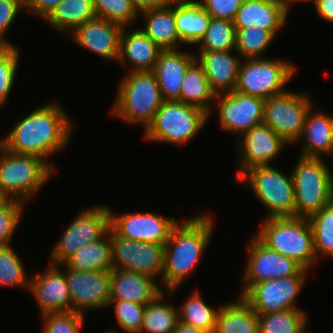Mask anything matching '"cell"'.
<instances>
[{
    "label": "cell",
    "instance_id": "obj_21",
    "mask_svg": "<svg viewBox=\"0 0 333 333\" xmlns=\"http://www.w3.org/2000/svg\"><path fill=\"white\" fill-rule=\"evenodd\" d=\"M196 57L178 49L160 51L152 72L155 74L164 101L180 98L185 72Z\"/></svg>",
    "mask_w": 333,
    "mask_h": 333
},
{
    "label": "cell",
    "instance_id": "obj_50",
    "mask_svg": "<svg viewBox=\"0 0 333 333\" xmlns=\"http://www.w3.org/2000/svg\"><path fill=\"white\" fill-rule=\"evenodd\" d=\"M173 333H212V332H208L203 329H198L196 327H192L178 321L176 329L174 330Z\"/></svg>",
    "mask_w": 333,
    "mask_h": 333
},
{
    "label": "cell",
    "instance_id": "obj_27",
    "mask_svg": "<svg viewBox=\"0 0 333 333\" xmlns=\"http://www.w3.org/2000/svg\"><path fill=\"white\" fill-rule=\"evenodd\" d=\"M308 112L303 132L299 138L303 140L302 157L322 158L324 154L333 155V116L321 112Z\"/></svg>",
    "mask_w": 333,
    "mask_h": 333
},
{
    "label": "cell",
    "instance_id": "obj_42",
    "mask_svg": "<svg viewBox=\"0 0 333 333\" xmlns=\"http://www.w3.org/2000/svg\"><path fill=\"white\" fill-rule=\"evenodd\" d=\"M115 306L116 320L128 333H141L146 305L126 300H110L109 306Z\"/></svg>",
    "mask_w": 333,
    "mask_h": 333
},
{
    "label": "cell",
    "instance_id": "obj_37",
    "mask_svg": "<svg viewBox=\"0 0 333 333\" xmlns=\"http://www.w3.org/2000/svg\"><path fill=\"white\" fill-rule=\"evenodd\" d=\"M198 43L201 44L200 50H235L236 28L233 21L211 18L205 34Z\"/></svg>",
    "mask_w": 333,
    "mask_h": 333
},
{
    "label": "cell",
    "instance_id": "obj_49",
    "mask_svg": "<svg viewBox=\"0 0 333 333\" xmlns=\"http://www.w3.org/2000/svg\"><path fill=\"white\" fill-rule=\"evenodd\" d=\"M140 12L142 10L158 8L167 5L171 0H131Z\"/></svg>",
    "mask_w": 333,
    "mask_h": 333
},
{
    "label": "cell",
    "instance_id": "obj_38",
    "mask_svg": "<svg viewBox=\"0 0 333 333\" xmlns=\"http://www.w3.org/2000/svg\"><path fill=\"white\" fill-rule=\"evenodd\" d=\"M275 37L271 31L262 28L236 29L235 50L243 59L261 58Z\"/></svg>",
    "mask_w": 333,
    "mask_h": 333
},
{
    "label": "cell",
    "instance_id": "obj_10",
    "mask_svg": "<svg viewBox=\"0 0 333 333\" xmlns=\"http://www.w3.org/2000/svg\"><path fill=\"white\" fill-rule=\"evenodd\" d=\"M110 213L109 207L102 205L77 215L51 250V264L62 265L84 245L104 238L110 229Z\"/></svg>",
    "mask_w": 333,
    "mask_h": 333
},
{
    "label": "cell",
    "instance_id": "obj_26",
    "mask_svg": "<svg viewBox=\"0 0 333 333\" xmlns=\"http://www.w3.org/2000/svg\"><path fill=\"white\" fill-rule=\"evenodd\" d=\"M145 19L141 30L161 49L175 50L180 47V37L174 17V0L167 5L140 11Z\"/></svg>",
    "mask_w": 333,
    "mask_h": 333
},
{
    "label": "cell",
    "instance_id": "obj_24",
    "mask_svg": "<svg viewBox=\"0 0 333 333\" xmlns=\"http://www.w3.org/2000/svg\"><path fill=\"white\" fill-rule=\"evenodd\" d=\"M154 279L132 271L110 270V300L148 304L162 292Z\"/></svg>",
    "mask_w": 333,
    "mask_h": 333
},
{
    "label": "cell",
    "instance_id": "obj_20",
    "mask_svg": "<svg viewBox=\"0 0 333 333\" xmlns=\"http://www.w3.org/2000/svg\"><path fill=\"white\" fill-rule=\"evenodd\" d=\"M123 28L120 24L96 17L81 24L72 34L79 46L103 58L118 60Z\"/></svg>",
    "mask_w": 333,
    "mask_h": 333
},
{
    "label": "cell",
    "instance_id": "obj_13",
    "mask_svg": "<svg viewBox=\"0 0 333 333\" xmlns=\"http://www.w3.org/2000/svg\"><path fill=\"white\" fill-rule=\"evenodd\" d=\"M110 241L113 268L144 274L153 279L163 274L164 245L123 238L111 227Z\"/></svg>",
    "mask_w": 333,
    "mask_h": 333
},
{
    "label": "cell",
    "instance_id": "obj_22",
    "mask_svg": "<svg viewBox=\"0 0 333 333\" xmlns=\"http://www.w3.org/2000/svg\"><path fill=\"white\" fill-rule=\"evenodd\" d=\"M289 12L276 0H244L238 9L233 24L236 29L250 27L280 32Z\"/></svg>",
    "mask_w": 333,
    "mask_h": 333
},
{
    "label": "cell",
    "instance_id": "obj_11",
    "mask_svg": "<svg viewBox=\"0 0 333 333\" xmlns=\"http://www.w3.org/2000/svg\"><path fill=\"white\" fill-rule=\"evenodd\" d=\"M312 104L310 97L289 90L271 96L265 99L263 123L292 144L299 140L306 116L314 107Z\"/></svg>",
    "mask_w": 333,
    "mask_h": 333
},
{
    "label": "cell",
    "instance_id": "obj_32",
    "mask_svg": "<svg viewBox=\"0 0 333 333\" xmlns=\"http://www.w3.org/2000/svg\"><path fill=\"white\" fill-rule=\"evenodd\" d=\"M96 17L93 0H63L45 21L60 32H73Z\"/></svg>",
    "mask_w": 333,
    "mask_h": 333
},
{
    "label": "cell",
    "instance_id": "obj_33",
    "mask_svg": "<svg viewBox=\"0 0 333 333\" xmlns=\"http://www.w3.org/2000/svg\"><path fill=\"white\" fill-rule=\"evenodd\" d=\"M163 291L146 304L141 333H173L179 321L178 311L163 301Z\"/></svg>",
    "mask_w": 333,
    "mask_h": 333
},
{
    "label": "cell",
    "instance_id": "obj_8",
    "mask_svg": "<svg viewBox=\"0 0 333 333\" xmlns=\"http://www.w3.org/2000/svg\"><path fill=\"white\" fill-rule=\"evenodd\" d=\"M237 180L245 183L268 209L267 218L295 217L292 175L288 177L270 165L246 170Z\"/></svg>",
    "mask_w": 333,
    "mask_h": 333
},
{
    "label": "cell",
    "instance_id": "obj_48",
    "mask_svg": "<svg viewBox=\"0 0 333 333\" xmlns=\"http://www.w3.org/2000/svg\"><path fill=\"white\" fill-rule=\"evenodd\" d=\"M321 18L333 23V0H312Z\"/></svg>",
    "mask_w": 333,
    "mask_h": 333
},
{
    "label": "cell",
    "instance_id": "obj_16",
    "mask_svg": "<svg viewBox=\"0 0 333 333\" xmlns=\"http://www.w3.org/2000/svg\"><path fill=\"white\" fill-rule=\"evenodd\" d=\"M245 287L241 297L256 283L296 275L303 267L295 260L268 248L257 237L250 240Z\"/></svg>",
    "mask_w": 333,
    "mask_h": 333
},
{
    "label": "cell",
    "instance_id": "obj_39",
    "mask_svg": "<svg viewBox=\"0 0 333 333\" xmlns=\"http://www.w3.org/2000/svg\"><path fill=\"white\" fill-rule=\"evenodd\" d=\"M0 286L29 287L22 262L10 245L0 246Z\"/></svg>",
    "mask_w": 333,
    "mask_h": 333
},
{
    "label": "cell",
    "instance_id": "obj_52",
    "mask_svg": "<svg viewBox=\"0 0 333 333\" xmlns=\"http://www.w3.org/2000/svg\"><path fill=\"white\" fill-rule=\"evenodd\" d=\"M278 1L288 12H290L289 8L291 6V3L299 2L300 0H276Z\"/></svg>",
    "mask_w": 333,
    "mask_h": 333
},
{
    "label": "cell",
    "instance_id": "obj_6",
    "mask_svg": "<svg viewBox=\"0 0 333 333\" xmlns=\"http://www.w3.org/2000/svg\"><path fill=\"white\" fill-rule=\"evenodd\" d=\"M52 165L35 155L14 154L0 145V188L12 199L25 202L51 177Z\"/></svg>",
    "mask_w": 333,
    "mask_h": 333
},
{
    "label": "cell",
    "instance_id": "obj_40",
    "mask_svg": "<svg viewBox=\"0 0 333 333\" xmlns=\"http://www.w3.org/2000/svg\"><path fill=\"white\" fill-rule=\"evenodd\" d=\"M95 14L111 22L127 27L140 14L131 0H93Z\"/></svg>",
    "mask_w": 333,
    "mask_h": 333
},
{
    "label": "cell",
    "instance_id": "obj_18",
    "mask_svg": "<svg viewBox=\"0 0 333 333\" xmlns=\"http://www.w3.org/2000/svg\"><path fill=\"white\" fill-rule=\"evenodd\" d=\"M239 139L237 146H239L241 164L239 163L236 179L252 167L270 165L269 163L278 156L284 145L288 144L264 123L246 131Z\"/></svg>",
    "mask_w": 333,
    "mask_h": 333
},
{
    "label": "cell",
    "instance_id": "obj_12",
    "mask_svg": "<svg viewBox=\"0 0 333 333\" xmlns=\"http://www.w3.org/2000/svg\"><path fill=\"white\" fill-rule=\"evenodd\" d=\"M306 271L302 268L293 276L256 283L242 298L258 315L298 309L295 302L307 279Z\"/></svg>",
    "mask_w": 333,
    "mask_h": 333
},
{
    "label": "cell",
    "instance_id": "obj_44",
    "mask_svg": "<svg viewBox=\"0 0 333 333\" xmlns=\"http://www.w3.org/2000/svg\"><path fill=\"white\" fill-rule=\"evenodd\" d=\"M24 203L12 199L5 207L0 209V246L10 245L12 235L23 212Z\"/></svg>",
    "mask_w": 333,
    "mask_h": 333
},
{
    "label": "cell",
    "instance_id": "obj_36",
    "mask_svg": "<svg viewBox=\"0 0 333 333\" xmlns=\"http://www.w3.org/2000/svg\"><path fill=\"white\" fill-rule=\"evenodd\" d=\"M307 219L313 232L316 259L320 255L333 257V201Z\"/></svg>",
    "mask_w": 333,
    "mask_h": 333
},
{
    "label": "cell",
    "instance_id": "obj_51",
    "mask_svg": "<svg viewBox=\"0 0 333 333\" xmlns=\"http://www.w3.org/2000/svg\"><path fill=\"white\" fill-rule=\"evenodd\" d=\"M12 198L0 188V209L5 207Z\"/></svg>",
    "mask_w": 333,
    "mask_h": 333
},
{
    "label": "cell",
    "instance_id": "obj_35",
    "mask_svg": "<svg viewBox=\"0 0 333 333\" xmlns=\"http://www.w3.org/2000/svg\"><path fill=\"white\" fill-rule=\"evenodd\" d=\"M307 317L301 309L259 314V333H304Z\"/></svg>",
    "mask_w": 333,
    "mask_h": 333
},
{
    "label": "cell",
    "instance_id": "obj_46",
    "mask_svg": "<svg viewBox=\"0 0 333 333\" xmlns=\"http://www.w3.org/2000/svg\"><path fill=\"white\" fill-rule=\"evenodd\" d=\"M20 9H25V0H0V47H13L4 39V34L12 25Z\"/></svg>",
    "mask_w": 333,
    "mask_h": 333
},
{
    "label": "cell",
    "instance_id": "obj_53",
    "mask_svg": "<svg viewBox=\"0 0 333 333\" xmlns=\"http://www.w3.org/2000/svg\"><path fill=\"white\" fill-rule=\"evenodd\" d=\"M105 333H119V332H116L115 330H109L108 332H105Z\"/></svg>",
    "mask_w": 333,
    "mask_h": 333
},
{
    "label": "cell",
    "instance_id": "obj_45",
    "mask_svg": "<svg viewBox=\"0 0 333 333\" xmlns=\"http://www.w3.org/2000/svg\"><path fill=\"white\" fill-rule=\"evenodd\" d=\"M197 2L211 18L233 21L244 0H201Z\"/></svg>",
    "mask_w": 333,
    "mask_h": 333
},
{
    "label": "cell",
    "instance_id": "obj_30",
    "mask_svg": "<svg viewBox=\"0 0 333 333\" xmlns=\"http://www.w3.org/2000/svg\"><path fill=\"white\" fill-rule=\"evenodd\" d=\"M62 265L77 271H106L113 268L110 229L94 243L84 245L71 255Z\"/></svg>",
    "mask_w": 333,
    "mask_h": 333
},
{
    "label": "cell",
    "instance_id": "obj_9",
    "mask_svg": "<svg viewBox=\"0 0 333 333\" xmlns=\"http://www.w3.org/2000/svg\"><path fill=\"white\" fill-rule=\"evenodd\" d=\"M245 60L239 67L235 91L264 100L287 91L283 87L295 73L293 64L264 57Z\"/></svg>",
    "mask_w": 333,
    "mask_h": 333
},
{
    "label": "cell",
    "instance_id": "obj_43",
    "mask_svg": "<svg viewBox=\"0 0 333 333\" xmlns=\"http://www.w3.org/2000/svg\"><path fill=\"white\" fill-rule=\"evenodd\" d=\"M84 315L68 311L42 315L45 321L43 333H79L83 328Z\"/></svg>",
    "mask_w": 333,
    "mask_h": 333
},
{
    "label": "cell",
    "instance_id": "obj_14",
    "mask_svg": "<svg viewBox=\"0 0 333 333\" xmlns=\"http://www.w3.org/2000/svg\"><path fill=\"white\" fill-rule=\"evenodd\" d=\"M219 108V124L226 131L237 133L238 137L254 126L263 123V98L239 93L235 90L216 94Z\"/></svg>",
    "mask_w": 333,
    "mask_h": 333
},
{
    "label": "cell",
    "instance_id": "obj_5",
    "mask_svg": "<svg viewBox=\"0 0 333 333\" xmlns=\"http://www.w3.org/2000/svg\"><path fill=\"white\" fill-rule=\"evenodd\" d=\"M299 157L291 173L295 217L308 218L333 201V175L323 158Z\"/></svg>",
    "mask_w": 333,
    "mask_h": 333
},
{
    "label": "cell",
    "instance_id": "obj_3",
    "mask_svg": "<svg viewBox=\"0 0 333 333\" xmlns=\"http://www.w3.org/2000/svg\"><path fill=\"white\" fill-rule=\"evenodd\" d=\"M256 237L268 248L295 260L307 270L317 262L313 232L307 218H266Z\"/></svg>",
    "mask_w": 333,
    "mask_h": 333
},
{
    "label": "cell",
    "instance_id": "obj_34",
    "mask_svg": "<svg viewBox=\"0 0 333 333\" xmlns=\"http://www.w3.org/2000/svg\"><path fill=\"white\" fill-rule=\"evenodd\" d=\"M180 309L181 311L178 310L180 322L208 332H215L219 309L214 310L206 305L198 291L193 292Z\"/></svg>",
    "mask_w": 333,
    "mask_h": 333
},
{
    "label": "cell",
    "instance_id": "obj_15",
    "mask_svg": "<svg viewBox=\"0 0 333 333\" xmlns=\"http://www.w3.org/2000/svg\"><path fill=\"white\" fill-rule=\"evenodd\" d=\"M178 223L175 217H164L153 212L110 213V227L121 237L139 242L165 245Z\"/></svg>",
    "mask_w": 333,
    "mask_h": 333
},
{
    "label": "cell",
    "instance_id": "obj_29",
    "mask_svg": "<svg viewBox=\"0 0 333 333\" xmlns=\"http://www.w3.org/2000/svg\"><path fill=\"white\" fill-rule=\"evenodd\" d=\"M214 333H259L258 314L240 296V300L219 307Z\"/></svg>",
    "mask_w": 333,
    "mask_h": 333
},
{
    "label": "cell",
    "instance_id": "obj_17",
    "mask_svg": "<svg viewBox=\"0 0 333 333\" xmlns=\"http://www.w3.org/2000/svg\"><path fill=\"white\" fill-rule=\"evenodd\" d=\"M65 275L71 297V311L84 314V310L109 306L110 270L77 271L67 268Z\"/></svg>",
    "mask_w": 333,
    "mask_h": 333
},
{
    "label": "cell",
    "instance_id": "obj_54",
    "mask_svg": "<svg viewBox=\"0 0 333 333\" xmlns=\"http://www.w3.org/2000/svg\"><path fill=\"white\" fill-rule=\"evenodd\" d=\"M301 1H302V2H306V3H307V2H312V0H300V2H301Z\"/></svg>",
    "mask_w": 333,
    "mask_h": 333
},
{
    "label": "cell",
    "instance_id": "obj_19",
    "mask_svg": "<svg viewBox=\"0 0 333 333\" xmlns=\"http://www.w3.org/2000/svg\"><path fill=\"white\" fill-rule=\"evenodd\" d=\"M50 265L45 272L29 278V290L35 296L42 315L71 311V297L65 271Z\"/></svg>",
    "mask_w": 333,
    "mask_h": 333
},
{
    "label": "cell",
    "instance_id": "obj_2",
    "mask_svg": "<svg viewBox=\"0 0 333 333\" xmlns=\"http://www.w3.org/2000/svg\"><path fill=\"white\" fill-rule=\"evenodd\" d=\"M213 227V220L206 214L174 226L164 245V269L160 276L170 295L182 285L208 247Z\"/></svg>",
    "mask_w": 333,
    "mask_h": 333
},
{
    "label": "cell",
    "instance_id": "obj_31",
    "mask_svg": "<svg viewBox=\"0 0 333 333\" xmlns=\"http://www.w3.org/2000/svg\"><path fill=\"white\" fill-rule=\"evenodd\" d=\"M216 93L211 89L203 67L195 60L185 72L177 101L196 106L210 115L209 103Z\"/></svg>",
    "mask_w": 333,
    "mask_h": 333
},
{
    "label": "cell",
    "instance_id": "obj_25",
    "mask_svg": "<svg viewBox=\"0 0 333 333\" xmlns=\"http://www.w3.org/2000/svg\"><path fill=\"white\" fill-rule=\"evenodd\" d=\"M161 49L141 30L127 32L123 28L120 36L119 58L122 63L131 62V72L153 71Z\"/></svg>",
    "mask_w": 333,
    "mask_h": 333
},
{
    "label": "cell",
    "instance_id": "obj_28",
    "mask_svg": "<svg viewBox=\"0 0 333 333\" xmlns=\"http://www.w3.org/2000/svg\"><path fill=\"white\" fill-rule=\"evenodd\" d=\"M174 17L181 42L190 45L200 41L211 19L194 0H174Z\"/></svg>",
    "mask_w": 333,
    "mask_h": 333
},
{
    "label": "cell",
    "instance_id": "obj_7",
    "mask_svg": "<svg viewBox=\"0 0 333 333\" xmlns=\"http://www.w3.org/2000/svg\"><path fill=\"white\" fill-rule=\"evenodd\" d=\"M209 118L202 109L177 100L163 101L152 122L145 129V137L152 141L183 144L194 138Z\"/></svg>",
    "mask_w": 333,
    "mask_h": 333
},
{
    "label": "cell",
    "instance_id": "obj_1",
    "mask_svg": "<svg viewBox=\"0 0 333 333\" xmlns=\"http://www.w3.org/2000/svg\"><path fill=\"white\" fill-rule=\"evenodd\" d=\"M71 121L57 102L39 107L0 140V145L14 154L48 157L65 148L73 130Z\"/></svg>",
    "mask_w": 333,
    "mask_h": 333
},
{
    "label": "cell",
    "instance_id": "obj_41",
    "mask_svg": "<svg viewBox=\"0 0 333 333\" xmlns=\"http://www.w3.org/2000/svg\"><path fill=\"white\" fill-rule=\"evenodd\" d=\"M19 50L16 46L0 47V107L9 97L19 66Z\"/></svg>",
    "mask_w": 333,
    "mask_h": 333
},
{
    "label": "cell",
    "instance_id": "obj_4",
    "mask_svg": "<svg viewBox=\"0 0 333 333\" xmlns=\"http://www.w3.org/2000/svg\"><path fill=\"white\" fill-rule=\"evenodd\" d=\"M118 89L112 114L128 123H143L146 129L164 101L155 74L130 71Z\"/></svg>",
    "mask_w": 333,
    "mask_h": 333
},
{
    "label": "cell",
    "instance_id": "obj_47",
    "mask_svg": "<svg viewBox=\"0 0 333 333\" xmlns=\"http://www.w3.org/2000/svg\"><path fill=\"white\" fill-rule=\"evenodd\" d=\"M63 0H25V9L44 20Z\"/></svg>",
    "mask_w": 333,
    "mask_h": 333
},
{
    "label": "cell",
    "instance_id": "obj_23",
    "mask_svg": "<svg viewBox=\"0 0 333 333\" xmlns=\"http://www.w3.org/2000/svg\"><path fill=\"white\" fill-rule=\"evenodd\" d=\"M197 62L203 67L211 89L216 94L235 90L242 58L232 55L233 50H200Z\"/></svg>",
    "mask_w": 333,
    "mask_h": 333
}]
</instances>
